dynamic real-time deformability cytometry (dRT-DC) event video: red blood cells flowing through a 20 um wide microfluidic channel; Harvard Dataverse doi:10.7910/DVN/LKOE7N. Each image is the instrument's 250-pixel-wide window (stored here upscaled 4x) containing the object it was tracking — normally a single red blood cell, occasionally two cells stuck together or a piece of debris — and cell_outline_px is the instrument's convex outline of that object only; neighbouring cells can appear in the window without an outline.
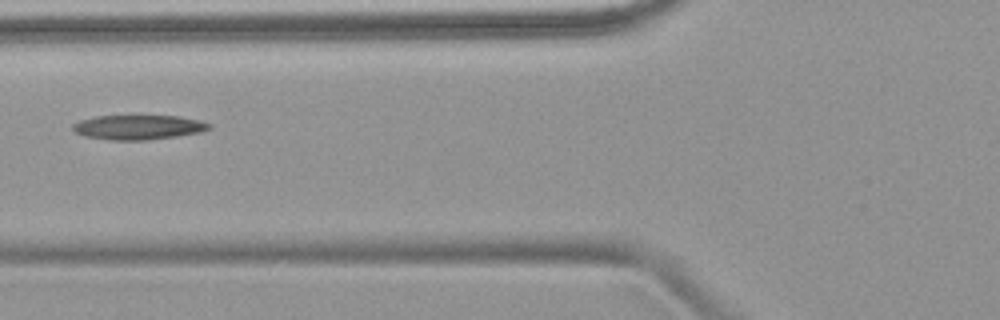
{"species": "common noctule bat (a hibernating species)", "species_latin": "Nyctalus noctula", "temperature_condition": "warm", "stored_images_in_passage": 5, "camera_frame_rate_fps": 3000, "um_per_image_px": 0.085, "animal": {"sex": "female", "body_mass_g": 18.4}, "frame": {"image": 1, "passage_image": 5, "time_ms": 5.667, "image_size_px": [1000, 320], "cell_outline_px": [[212, 128], [200, 132], [176, 136], [148, 140], [108, 140], [84, 136], [76, 132], [72, 128], [72, 124], [80, 120], [96, 116], [180, 116], [200, 120], [212, 124]], "centroid_in_image_um": [11.77, 10.81], "position_along_channel_um": 114.0, "area_um2": 19.59}}